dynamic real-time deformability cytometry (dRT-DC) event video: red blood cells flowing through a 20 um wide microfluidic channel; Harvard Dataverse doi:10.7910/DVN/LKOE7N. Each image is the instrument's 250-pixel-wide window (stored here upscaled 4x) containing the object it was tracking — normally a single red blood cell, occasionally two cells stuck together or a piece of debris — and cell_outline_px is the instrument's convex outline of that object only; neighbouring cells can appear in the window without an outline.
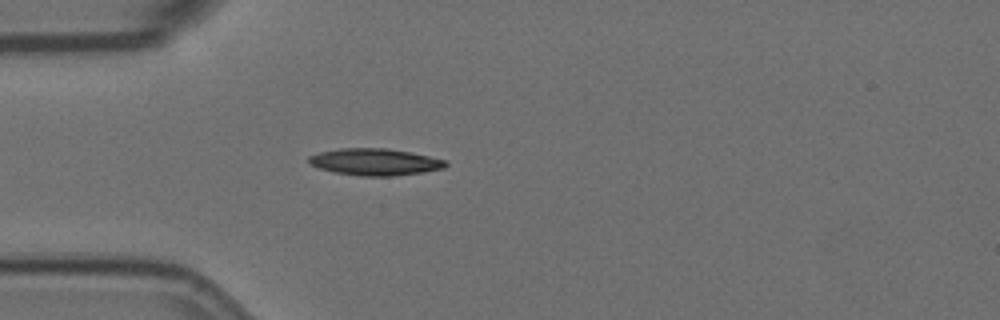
{"species": "Egyptian fruit bat (a non-hibernating species)", "species_latin": "Rousettus aegyptiacus", "temperature_condition": "room temperature", "stored_images_in_passage": 47, "camera_frame_rate_fps": 3000, "um_per_image_px": 0.085, "animal": {"sex": "female"}, "frame": {"image": 1, "passage_image": 7, "time_ms": 2.0, "image_size_px": [1000, 320], "cell_outline_px": [[448, 164], [444, 168], [420, 172], [392, 176], [360, 176], [336, 172], [320, 168], [308, 164], [308, 156], [320, 152], [340, 148], [388, 148], [412, 152], [448, 160]], "centroid_in_image_um": [31.88, 13.75], "position_along_channel_um": 53.1, "area_um2": 21.44}}
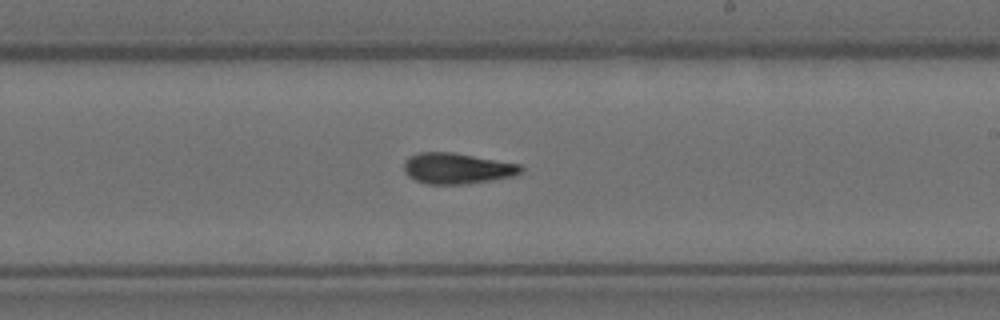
{"frame": {"image": 2, "passage_image": 24, "time_ms": 7.667, "image_size_px": [1000, 320], "cell_outline_px": [[524, 168], [520, 172], [512, 176], [492, 180], [468, 184], [428, 184], [416, 180], [408, 176], [404, 172], [404, 160], [408, 156], [420, 152], [452, 152], [520, 164]], "centroid_in_image_um": [38.82, 14.31], "position_along_channel_um": 250.2, "area_um2": 21.04}}
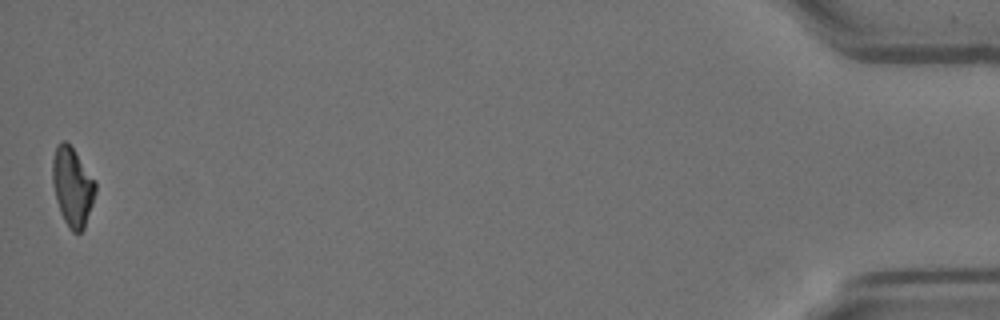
{"frame": {"image": 3, "passage_image": 47, "time_ms": 15.333, "image_size_px": [1000, 320], "cell_outline_px": [[96, 192], [84, 228], [80, 232], [72, 232], [68, 228], [60, 212], [56, 200], [52, 184], [52, 160], [56, 144], [60, 140], [64, 140], [72, 148], [96, 180]], "centroid_in_image_um": [6.14, 15.86], "position_along_channel_um": 429.1, "area_um2": 19.83}, "authors_computed_cell_mechanics": {"area_um2": 20.4034, "velocity_mm_per_s": 3.5968, "shape_relaxation_time_tau1_ms": null, "shape_relaxation_time_tau2_ms": 5.3646, "deformation_change_tau1": null, "deformation_change_tau2": 0.1278}}